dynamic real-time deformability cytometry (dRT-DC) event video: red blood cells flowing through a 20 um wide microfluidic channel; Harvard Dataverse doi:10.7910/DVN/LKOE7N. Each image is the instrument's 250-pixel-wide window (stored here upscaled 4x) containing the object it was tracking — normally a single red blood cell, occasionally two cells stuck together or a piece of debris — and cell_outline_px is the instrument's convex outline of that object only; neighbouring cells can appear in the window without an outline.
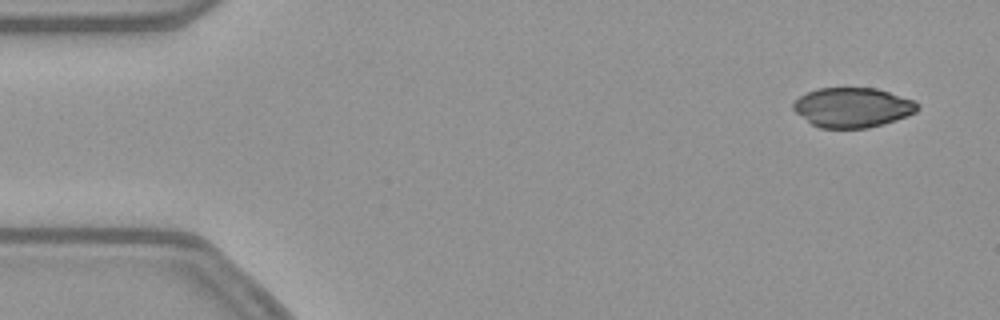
{"species": "common noctule bat (a hibernating species)", "species_latin": "Nyctalus noctula", "temperature_condition": "warm", "stored_images_in_passage": 18, "camera_frame_rate_fps": 3000, "um_per_image_px": 0.085, "animal": {"sex": "female", "body_mass_g": 21.9}, "frame": {"image": 1, "passage_image": 1, "time_ms": 0.0, "image_size_px": [1000, 320], "cell_outline_px": [[920, 108], [916, 112], [908, 116], [884, 124], [868, 128], [820, 128], [812, 124], [796, 112], [792, 108], [792, 104], [800, 96], [808, 92], [820, 88], [876, 88], [916, 100], [920, 104]], "centroid_in_image_um": [72.52, 9.14], "position_along_channel_um": 12.5, "area_um2": 28.9}}